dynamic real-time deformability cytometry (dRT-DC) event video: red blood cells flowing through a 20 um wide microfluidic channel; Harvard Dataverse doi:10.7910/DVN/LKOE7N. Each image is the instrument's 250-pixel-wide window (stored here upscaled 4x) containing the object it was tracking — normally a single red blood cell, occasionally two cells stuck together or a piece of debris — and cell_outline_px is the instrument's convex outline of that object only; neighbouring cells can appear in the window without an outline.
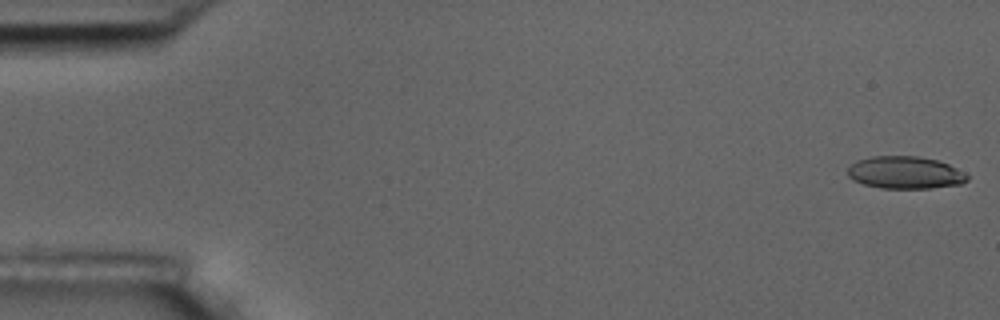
{"species": "common noctule bat (a hibernating species)", "species_latin": "Nyctalus noctula", "temperature_condition": "room temperature", "stored_images_in_passage": 55, "camera_frame_rate_fps": 3000, "um_per_image_px": 0.085, "animal": {"sex": "male", "body_mass_g": 17.5, "forearm_length_mm": 52.3}, "frame": {"image": 1, "passage_image": 1, "time_ms": 0.0, "image_size_px": [1000, 320], "cell_outline_px": [[968, 180], [960, 184], [928, 188], [880, 188], [864, 184], [852, 180], [848, 176], [848, 168], [856, 160], [872, 156], [916, 156], [936, 160], [948, 164], [956, 168], [968, 176]], "centroid_in_image_um": [76.9, 14.67], "position_along_channel_um": 8.1, "area_um2": 22.43}}
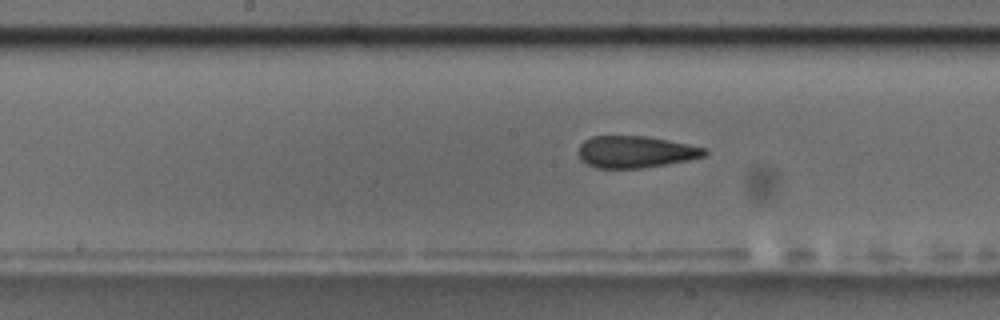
{"frame": {"image": 2, "passage_image": 28, "time_ms": 9.0, "image_size_px": [1000, 320], "cell_outline_px": [[708, 152], [704, 156], [688, 160], [668, 164], [640, 168], [596, 168], [580, 160], [580, 144], [584, 140], [592, 136], [648, 136], [708, 148]], "centroid_in_image_um": [54.04, 12.9], "position_along_channel_um": 194.2, "area_um2": 23.41}}
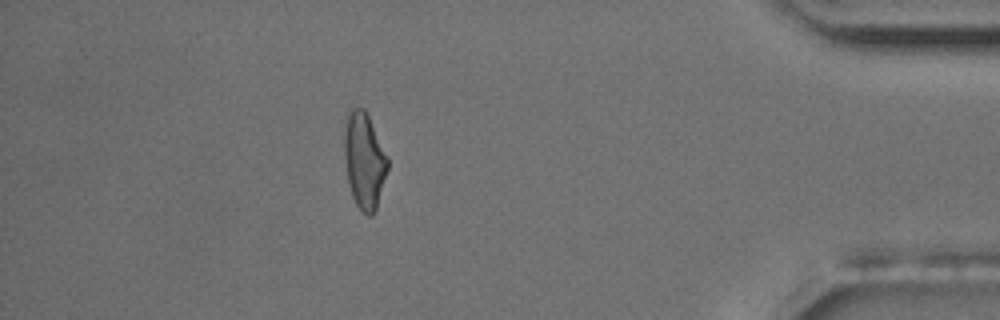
{"frame": {"image": 3, "passage_image": 49, "time_ms": 16.0, "image_size_px": [1000, 320], "cell_outline_px": [[388, 168], [376, 208], [372, 216], [368, 216], [356, 204], [352, 196], [348, 180], [344, 156], [344, 120], [348, 108], [352, 104], [364, 108], [388, 156]], "centroid_in_image_um": [30.93, 13.55], "position_along_channel_um": 404.3, "area_um2": 24.51}, "authors_computed_cell_mechanics": {"area_um2": 23.8136, "velocity_mm_per_s": 3.6379, "shape_relaxation_time_tau1_ms": null, "shape_relaxation_time_tau2_ms": 1.6435, "deformation_change_tau1": null, "deformation_change_tau2": 0.1066}}